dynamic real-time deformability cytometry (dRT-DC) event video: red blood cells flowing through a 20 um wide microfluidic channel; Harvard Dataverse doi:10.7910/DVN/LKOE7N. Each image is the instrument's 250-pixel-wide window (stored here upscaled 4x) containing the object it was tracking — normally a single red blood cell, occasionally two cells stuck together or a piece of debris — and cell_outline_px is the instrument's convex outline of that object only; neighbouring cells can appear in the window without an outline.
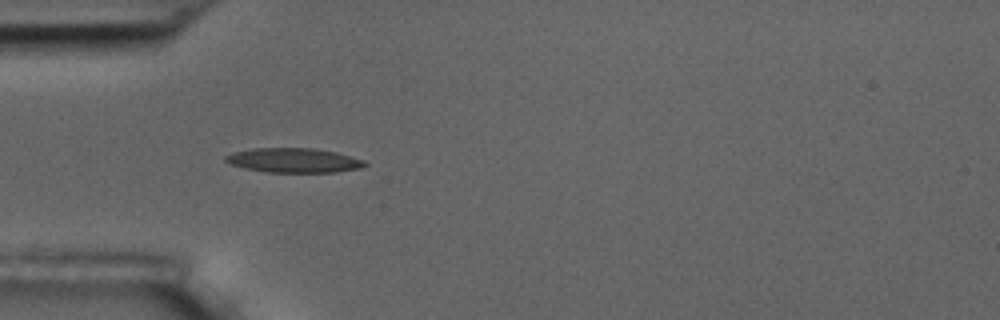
{"species": "common noctule bat (a hibernating species)", "species_latin": "Nyctalus noctula", "temperature_condition": "room temperature", "stored_images_in_passage": 13, "camera_frame_rate_fps": 3000, "um_per_image_px": 0.085, "animal": {"sex": "male", "body_mass_g": 17.5, "forearm_length_mm": 52.3}, "frame": {"image": 1, "passage_image": 3, "time_ms": 3.333, "image_size_px": [1000, 320], "cell_outline_px": [[368, 164], [364, 168], [336, 172], [268, 172], [244, 168], [232, 164], [224, 160], [224, 156], [232, 152], [252, 148], [316, 148], [336, 152], [364, 160]], "centroid_in_image_um": [24.99, 13.62], "position_along_channel_um": 60.0, "area_um2": 20.0}}
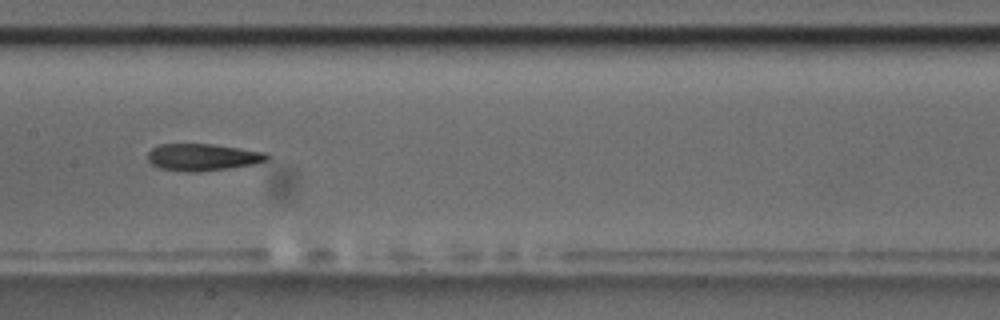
{"frame": {"image": 2, "passage_image": 6, "time_ms": 7.0, "image_size_px": [1000, 320], "cell_outline_px": [[272, 156], [268, 160], [256, 164], [200, 172], [184, 172], [160, 168], [152, 164], [148, 160], [148, 152], [152, 148], [160, 144], [212, 144], [268, 152]], "centroid_in_image_um": [17.28, 13.36], "position_along_channel_um": 190.1, "area_um2": 19.02}}
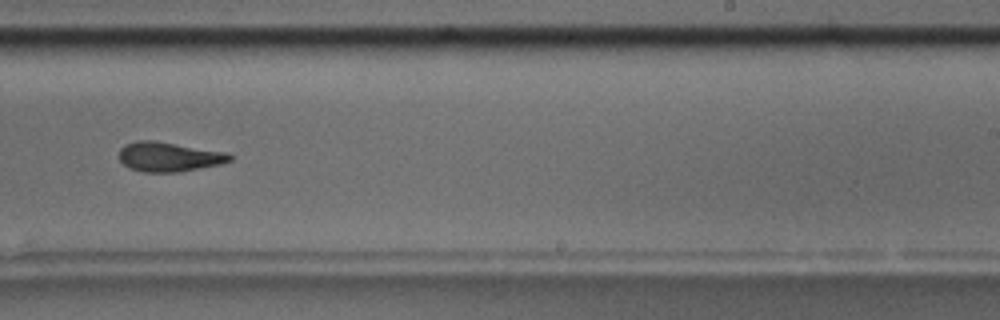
{"frame": {"image": 3, "passage_image": 8, "time_ms": 9.333, "image_size_px": [1000, 320], "cell_outline_px": [[232, 160], [220, 164], [176, 172], [144, 172], [128, 168], [120, 160], [120, 148], [124, 144], [136, 140], [156, 140], [228, 152], [232, 156]], "centroid_in_image_um": [14.35, 13.31], "position_along_channel_um": 274.7, "area_um2": 19.19}, "authors_computed_cell_mechanics": {"area_um2": 19.0162, "velocity_mm_per_s": 3.6276, "shape_relaxation_time_tau1_ms": 6.078, "shape_relaxation_time_tau2_ms": 3.2162, "deformation_change_tau1": 0.1673, "deformation_change_tau2": 0.11}}